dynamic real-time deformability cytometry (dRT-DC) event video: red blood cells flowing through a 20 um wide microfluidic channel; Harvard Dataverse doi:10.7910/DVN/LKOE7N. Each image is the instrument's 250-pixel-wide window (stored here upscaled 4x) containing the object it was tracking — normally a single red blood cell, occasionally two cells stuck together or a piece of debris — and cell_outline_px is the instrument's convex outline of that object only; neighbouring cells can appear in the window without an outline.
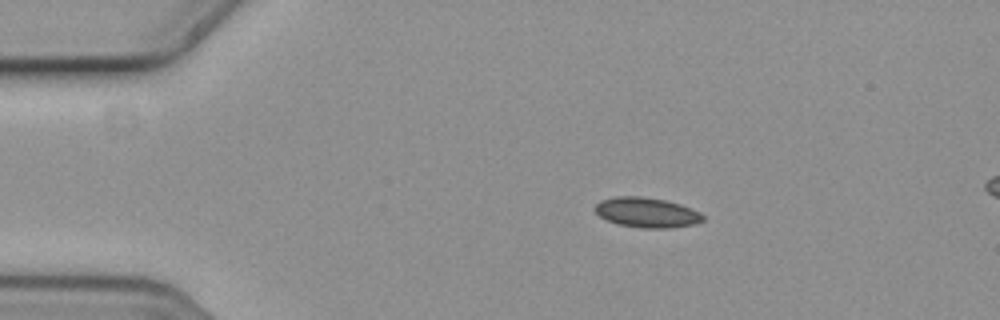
{"species": "common noctule bat (a hibernating species)", "species_latin": "Nyctalus noctula", "temperature_condition": "cold", "stored_images_in_passage": 5, "camera_frame_rate_fps": 3000, "um_per_image_px": 0.085, "animal": {"sex": "female", "body_mass_g": 19.3, "forearm_length_mm": 54.1}, "frame": {"image": 1, "passage_image": 3, "time_ms": 0.667, "image_size_px": [1000, 320], "cell_outline_px": [[704, 220], [696, 224], [672, 228], [640, 228], [616, 224], [600, 216], [592, 208], [600, 200], [616, 196], [644, 196], [664, 200], [680, 204], [692, 208], [700, 212], [704, 216]], "centroid_in_image_um": [54.98, 18.06], "position_along_channel_um": 30.0, "area_um2": 19.13}}